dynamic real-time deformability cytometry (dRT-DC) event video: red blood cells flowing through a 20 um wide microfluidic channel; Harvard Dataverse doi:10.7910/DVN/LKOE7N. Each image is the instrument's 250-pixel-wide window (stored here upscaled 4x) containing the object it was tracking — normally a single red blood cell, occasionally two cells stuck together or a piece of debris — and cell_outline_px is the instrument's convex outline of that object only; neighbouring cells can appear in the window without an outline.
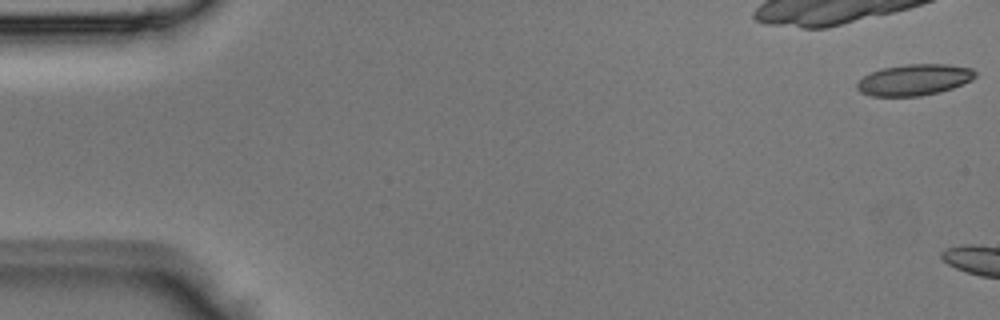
{"species": "Egyptian fruit bat (a non-hibernating species)", "species_latin": "Rousettus aegyptiacus", "temperature_condition": "room temperature", "stored_images_in_passage": 6, "camera_frame_rate_fps": 3000, "um_per_image_px": 0.085, "animal": {"sex": "male"}, "frame": {"image": 1, "passage_image": 1, "time_ms": 0.0, "image_size_px": [1000, 320], "cell_outline_px": [[976, 76], [972, 80], [952, 88], [940, 92], [920, 96], [872, 96], [860, 92], [856, 88], [856, 84], [864, 76], [872, 72], [884, 68], [908, 64], [948, 64], [972, 68], [976, 72]], "centroid_in_image_um": [77.73, 6.79], "position_along_channel_um": 7.3, "area_um2": 21.44}}